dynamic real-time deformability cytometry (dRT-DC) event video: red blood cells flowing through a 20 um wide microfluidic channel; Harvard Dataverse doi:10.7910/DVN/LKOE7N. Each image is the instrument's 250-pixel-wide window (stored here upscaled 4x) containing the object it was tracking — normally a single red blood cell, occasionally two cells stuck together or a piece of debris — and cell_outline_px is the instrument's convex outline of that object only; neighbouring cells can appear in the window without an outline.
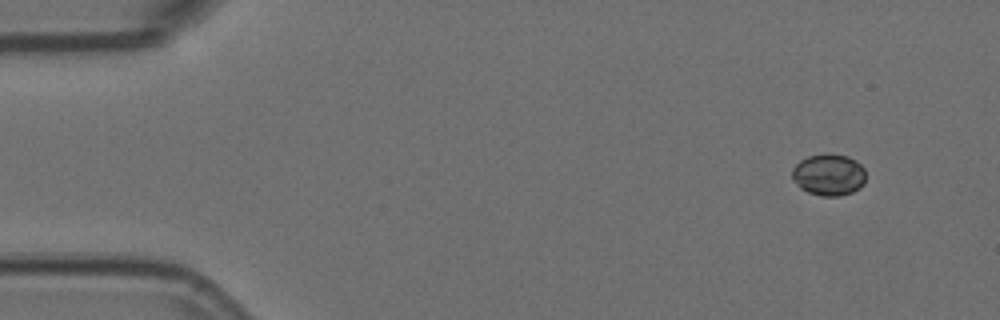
{"species": "Egyptian fruit bat (a non-hibernating species)", "species_latin": "Rousettus aegyptiacus", "temperature_condition": "room temperature", "stored_images_in_passage": 19, "camera_frame_rate_fps": 3000, "um_per_image_px": 0.085, "animal": {"sex": "female"}, "frame": {"image": 1, "passage_image": 1, "time_ms": 0.0, "image_size_px": [1000, 320], "cell_outline_px": [[864, 184], [860, 188], [852, 192], [836, 196], [820, 196], [808, 192], [800, 188], [792, 176], [792, 168], [800, 160], [808, 156], [828, 152], [848, 156], [856, 160], [864, 168]], "centroid_in_image_um": [70.44, 14.83], "position_along_channel_um": 14.6, "area_um2": 18.03}}
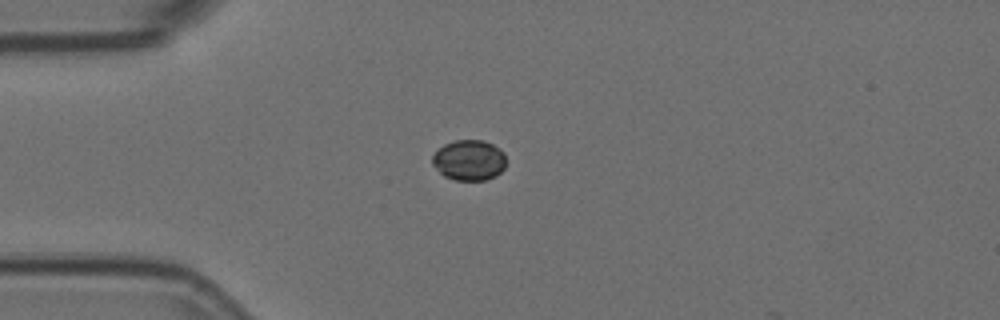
{"frame": {"image": 2, "passage_image": 11, "time_ms": 3.333, "image_size_px": [1000, 320], "cell_outline_px": [[504, 168], [496, 176], [488, 180], [456, 180], [444, 176], [432, 164], [432, 156], [444, 144], [456, 140], [484, 140], [500, 148], [504, 152]], "centroid_in_image_um": [39.88, 13.61], "position_along_channel_um": 45.1, "area_um2": 17.4}}